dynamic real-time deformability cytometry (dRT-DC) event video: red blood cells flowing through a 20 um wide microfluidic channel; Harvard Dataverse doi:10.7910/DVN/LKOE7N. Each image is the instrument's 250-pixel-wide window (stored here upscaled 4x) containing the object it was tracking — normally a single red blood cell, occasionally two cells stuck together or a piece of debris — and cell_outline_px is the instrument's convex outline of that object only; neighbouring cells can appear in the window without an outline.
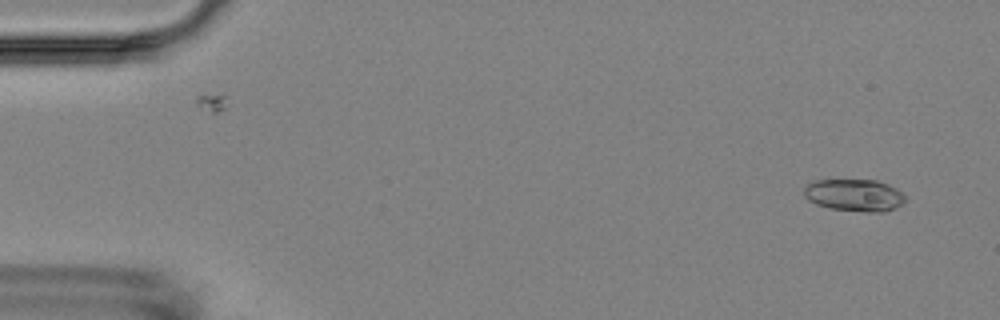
{"species": "Egyptian fruit bat (a non-hibernating species)", "species_latin": "Rousettus aegyptiacus", "temperature_condition": "room temperature", "stored_images_in_passage": 6, "camera_frame_rate_fps": 3000, "um_per_image_px": 0.085, "animal": {"sex": "female"}, "frame": {"image": 1, "passage_image": 2, "time_ms": 1.0, "image_size_px": [1000, 320], "cell_outline_px": [[904, 200], [896, 208], [884, 212], [868, 212], [828, 208], [816, 204], [808, 200], [804, 196], [804, 188], [812, 180], [876, 180], [888, 184], [896, 188], [904, 196]], "centroid_in_image_um": [72.59, 16.59], "position_along_channel_um": 12.4, "area_um2": 18.96}}
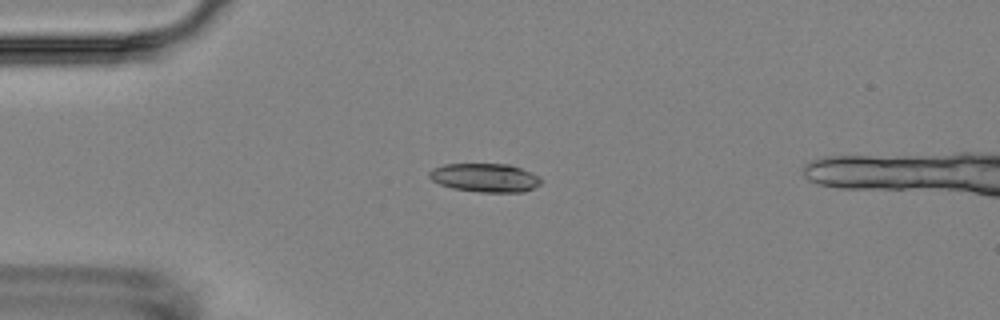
{"frame": {"image": 2, "passage_image": 5, "time_ms": 4.667, "image_size_px": [1000, 320], "cell_outline_px": [[540, 184], [524, 192], [480, 192], [452, 188], [440, 184], [432, 180], [428, 176], [428, 172], [432, 168], [444, 164], [508, 164], [520, 168], [540, 176]], "centroid_in_image_um": [41.2, 15.1], "position_along_channel_um": 43.8, "area_um2": 18.61}}